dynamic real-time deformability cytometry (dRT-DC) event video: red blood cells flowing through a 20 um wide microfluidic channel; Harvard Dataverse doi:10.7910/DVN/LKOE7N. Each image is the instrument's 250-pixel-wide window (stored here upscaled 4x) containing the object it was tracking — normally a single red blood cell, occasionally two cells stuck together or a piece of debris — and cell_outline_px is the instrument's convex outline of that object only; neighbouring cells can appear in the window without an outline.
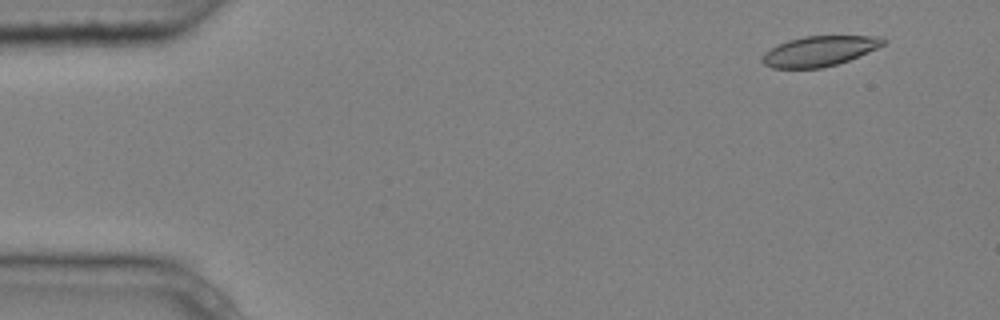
{"species": "common noctule bat (a hibernating species)", "species_latin": "Nyctalus noctula", "temperature_condition": "cold", "stored_images_in_passage": 10, "camera_frame_rate_fps": 3000, "um_per_image_px": 0.085, "animal": {"sex": "male", "body_mass_g": 20.4}, "frame": {"image": 1, "passage_image": 2, "time_ms": 0.333, "image_size_px": [1000, 320], "cell_outline_px": [[888, 40], [884, 44], [876, 48], [848, 60], [836, 64], [820, 68], [772, 68], [764, 64], [760, 60], [764, 52], [788, 40], [804, 36], [884, 36]], "centroid_in_image_um": [69.64, 4.33], "position_along_channel_um": 15.4, "area_um2": 21.1}}
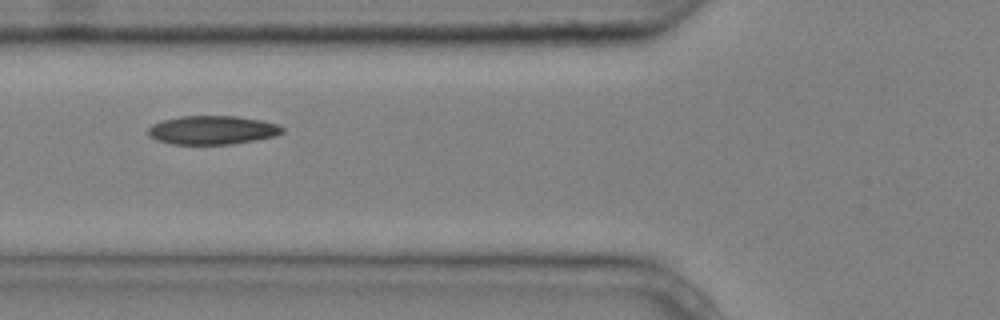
{"frame": {"image": 2, "passage_image": 6, "time_ms": 1.667, "image_size_px": [1000, 320], "cell_outline_px": [[284, 132], [276, 136], [256, 140], [232, 144], [172, 144], [156, 140], [148, 136], [148, 128], [152, 124], [164, 120], [180, 116], [236, 116], [260, 120], [276, 124], [284, 128]], "centroid_in_image_um": [18.04, 11.06], "position_along_channel_um": 107.8, "area_um2": 22.48}}
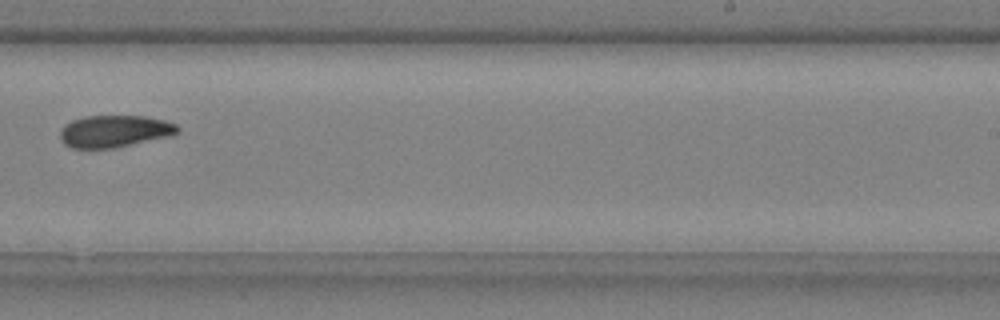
{"frame": {"image": 3, "passage_image": 10, "time_ms": 3.0, "image_size_px": [1000, 320], "cell_outline_px": [[180, 132], [172, 136], [116, 148], [72, 148], [64, 144], [60, 136], [60, 132], [64, 124], [72, 120], [84, 116], [144, 116], [164, 120], [176, 124], [180, 128]], "centroid_in_image_um": [9.76, 11.16], "position_along_channel_um": 279.2, "area_um2": 22.2}}